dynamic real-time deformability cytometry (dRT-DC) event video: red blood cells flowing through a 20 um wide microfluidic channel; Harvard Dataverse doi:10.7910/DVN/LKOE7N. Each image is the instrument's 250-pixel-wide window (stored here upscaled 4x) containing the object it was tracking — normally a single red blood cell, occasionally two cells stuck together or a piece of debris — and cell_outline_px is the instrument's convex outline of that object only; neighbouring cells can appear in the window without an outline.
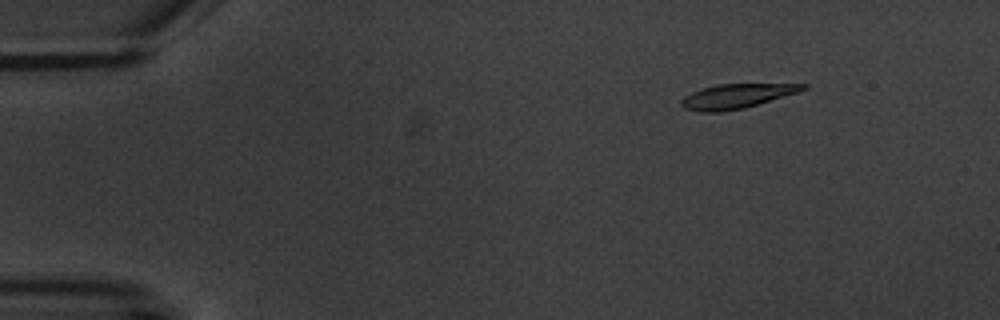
{"species": "common noctule bat (a hibernating species)", "species_latin": "Nyctalus noctula", "temperature_condition": "warm", "stored_images_in_passage": 6, "camera_frame_rate_fps": 3000, "um_per_image_px": 0.085, "animal": {"sex": "male", "body_mass_g": 20.1, "forearm_length_mm": 53.5}, "frame": {"image": 1, "passage_image": 2, "time_ms": 1.333, "image_size_px": [1000, 320], "cell_outline_px": [[808, 88], [800, 92], [744, 108], [720, 112], [700, 112], [684, 108], [680, 104], [680, 100], [684, 96], [692, 92], [716, 84], [808, 84]], "centroid_in_image_um": [62.61, 8.17], "position_along_channel_um": 22.4, "area_um2": 17.34}}
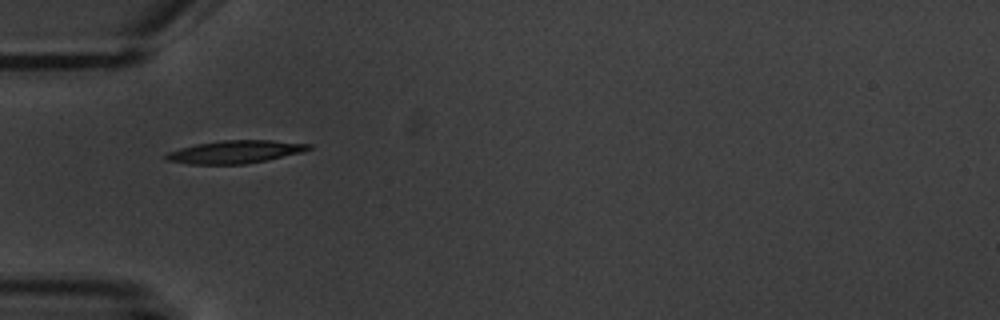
{"frame": {"image": 2, "passage_image": 5, "time_ms": 5.0, "image_size_px": [1000, 320], "cell_outline_px": [[312, 148], [304, 152], [268, 160], [244, 164], [188, 164], [168, 160], [164, 156], [168, 152], [180, 148], [196, 144], [220, 140], [272, 140], [312, 144]], "centroid_in_image_um": [20.04, 12.9], "position_along_channel_um": 65.0, "area_um2": 19.07}}